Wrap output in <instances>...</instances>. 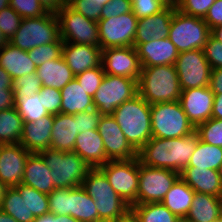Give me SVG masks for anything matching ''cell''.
Wrapping results in <instances>:
<instances>
[{
  "label": "cell",
  "mask_w": 222,
  "mask_h": 222,
  "mask_svg": "<svg viewBox=\"0 0 222 222\" xmlns=\"http://www.w3.org/2000/svg\"><path fill=\"white\" fill-rule=\"evenodd\" d=\"M131 214L137 222H175L177 218L161 202L132 205Z\"/></svg>",
  "instance_id": "cell-36"
},
{
  "label": "cell",
  "mask_w": 222,
  "mask_h": 222,
  "mask_svg": "<svg viewBox=\"0 0 222 222\" xmlns=\"http://www.w3.org/2000/svg\"><path fill=\"white\" fill-rule=\"evenodd\" d=\"M105 72L102 64L98 67L89 69L75 76L79 85L86 90V93L93 97L97 89L100 87Z\"/></svg>",
  "instance_id": "cell-41"
},
{
  "label": "cell",
  "mask_w": 222,
  "mask_h": 222,
  "mask_svg": "<svg viewBox=\"0 0 222 222\" xmlns=\"http://www.w3.org/2000/svg\"><path fill=\"white\" fill-rule=\"evenodd\" d=\"M214 97L209 86L181 90L179 102L195 128L212 118Z\"/></svg>",
  "instance_id": "cell-18"
},
{
  "label": "cell",
  "mask_w": 222,
  "mask_h": 222,
  "mask_svg": "<svg viewBox=\"0 0 222 222\" xmlns=\"http://www.w3.org/2000/svg\"><path fill=\"white\" fill-rule=\"evenodd\" d=\"M199 140L196 131L188 136L172 139L152 137L137 152V157L143 165L169 169L180 174L188 166Z\"/></svg>",
  "instance_id": "cell-1"
},
{
  "label": "cell",
  "mask_w": 222,
  "mask_h": 222,
  "mask_svg": "<svg viewBox=\"0 0 222 222\" xmlns=\"http://www.w3.org/2000/svg\"><path fill=\"white\" fill-rule=\"evenodd\" d=\"M21 21L22 17L10 6L0 11V30L9 41L19 29Z\"/></svg>",
  "instance_id": "cell-45"
},
{
  "label": "cell",
  "mask_w": 222,
  "mask_h": 222,
  "mask_svg": "<svg viewBox=\"0 0 222 222\" xmlns=\"http://www.w3.org/2000/svg\"><path fill=\"white\" fill-rule=\"evenodd\" d=\"M112 116L136 152L152 138L151 105L139 94L118 106Z\"/></svg>",
  "instance_id": "cell-2"
},
{
  "label": "cell",
  "mask_w": 222,
  "mask_h": 222,
  "mask_svg": "<svg viewBox=\"0 0 222 222\" xmlns=\"http://www.w3.org/2000/svg\"><path fill=\"white\" fill-rule=\"evenodd\" d=\"M43 107L49 114H58L61 111V91L56 88L43 86L39 92Z\"/></svg>",
  "instance_id": "cell-48"
},
{
  "label": "cell",
  "mask_w": 222,
  "mask_h": 222,
  "mask_svg": "<svg viewBox=\"0 0 222 222\" xmlns=\"http://www.w3.org/2000/svg\"><path fill=\"white\" fill-rule=\"evenodd\" d=\"M174 65L181 90L209 86L212 69L203 50L179 52Z\"/></svg>",
  "instance_id": "cell-13"
},
{
  "label": "cell",
  "mask_w": 222,
  "mask_h": 222,
  "mask_svg": "<svg viewBox=\"0 0 222 222\" xmlns=\"http://www.w3.org/2000/svg\"><path fill=\"white\" fill-rule=\"evenodd\" d=\"M77 136L78 126L74 115L64 113L54 115L50 149L61 152L73 151Z\"/></svg>",
  "instance_id": "cell-25"
},
{
  "label": "cell",
  "mask_w": 222,
  "mask_h": 222,
  "mask_svg": "<svg viewBox=\"0 0 222 222\" xmlns=\"http://www.w3.org/2000/svg\"><path fill=\"white\" fill-rule=\"evenodd\" d=\"M0 67L14 80L37 71L29 58L28 51L21 50L8 43L0 49Z\"/></svg>",
  "instance_id": "cell-27"
},
{
  "label": "cell",
  "mask_w": 222,
  "mask_h": 222,
  "mask_svg": "<svg viewBox=\"0 0 222 222\" xmlns=\"http://www.w3.org/2000/svg\"><path fill=\"white\" fill-rule=\"evenodd\" d=\"M48 198L50 214L69 215L70 188H55Z\"/></svg>",
  "instance_id": "cell-42"
},
{
  "label": "cell",
  "mask_w": 222,
  "mask_h": 222,
  "mask_svg": "<svg viewBox=\"0 0 222 222\" xmlns=\"http://www.w3.org/2000/svg\"><path fill=\"white\" fill-rule=\"evenodd\" d=\"M63 44L64 42H54L37 46L28 51L29 58L36 67L44 64L46 61L58 59L62 56Z\"/></svg>",
  "instance_id": "cell-40"
},
{
  "label": "cell",
  "mask_w": 222,
  "mask_h": 222,
  "mask_svg": "<svg viewBox=\"0 0 222 222\" xmlns=\"http://www.w3.org/2000/svg\"><path fill=\"white\" fill-rule=\"evenodd\" d=\"M161 2L165 7H171L177 9L180 0H158Z\"/></svg>",
  "instance_id": "cell-61"
},
{
  "label": "cell",
  "mask_w": 222,
  "mask_h": 222,
  "mask_svg": "<svg viewBox=\"0 0 222 222\" xmlns=\"http://www.w3.org/2000/svg\"><path fill=\"white\" fill-rule=\"evenodd\" d=\"M195 192L179 177L161 203L177 217L186 216Z\"/></svg>",
  "instance_id": "cell-33"
},
{
  "label": "cell",
  "mask_w": 222,
  "mask_h": 222,
  "mask_svg": "<svg viewBox=\"0 0 222 222\" xmlns=\"http://www.w3.org/2000/svg\"><path fill=\"white\" fill-rule=\"evenodd\" d=\"M216 0H180L177 9L187 15L204 19Z\"/></svg>",
  "instance_id": "cell-46"
},
{
  "label": "cell",
  "mask_w": 222,
  "mask_h": 222,
  "mask_svg": "<svg viewBox=\"0 0 222 222\" xmlns=\"http://www.w3.org/2000/svg\"><path fill=\"white\" fill-rule=\"evenodd\" d=\"M13 89H0V111L14 107Z\"/></svg>",
  "instance_id": "cell-55"
},
{
  "label": "cell",
  "mask_w": 222,
  "mask_h": 222,
  "mask_svg": "<svg viewBox=\"0 0 222 222\" xmlns=\"http://www.w3.org/2000/svg\"><path fill=\"white\" fill-rule=\"evenodd\" d=\"M104 6L105 4L109 3L111 0H98Z\"/></svg>",
  "instance_id": "cell-71"
},
{
  "label": "cell",
  "mask_w": 222,
  "mask_h": 222,
  "mask_svg": "<svg viewBox=\"0 0 222 222\" xmlns=\"http://www.w3.org/2000/svg\"><path fill=\"white\" fill-rule=\"evenodd\" d=\"M51 169L54 188L80 187L91 167L75 152L45 149L38 153Z\"/></svg>",
  "instance_id": "cell-5"
},
{
  "label": "cell",
  "mask_w": 222,
  "mask_h": 222,
  "mask_svg": "<svg viewBox=\"0 0 222 222\" xmlns=\"http://www.w3.org/2000/svg\"><path fill=\"white\" fill-rule=\"evenodd\" d=\"M81 187L95 201L99 218L103 222L123 219L131 212V206L115 192L99 168L88 171Z\"/></svg>",
  "instance_id": "cell-4"
},
{
  "label": "cell",
  "mask_w": 222,
  "mask_h": 222,
  "mask_svg": "<svg viewBox=\"0 0 222 222\" xmlns=\"http://www.w3.org/2000/svg\"><path fill=\"white\" fill-rule=\"evenodd\" d=\"M14 107L24 122H36L49 113L43 107L39 93L31 97L14 98Z\"/></svg>",
  "instance_id": "cell-37"
},
{
  "label": "cell",
  "mask_w": 222,
  "mask_h": 222,
  "mask_svg": "<svg viewBox=\"0 0 222 222\" xmlns=\"http://www.w3.org/2000/svg\"><path fill=\"white\" fill-rule=\"evenodd\" d=\"M0 209L18 222H33L35 219L28 210L27 185L22 183L6 189Z\"/></svg>",
  "instance_id": "cell-28"
},
{
  "label": "cell",
  "mask_w": 222,
  "mask_h": 222,
  "mask_svg": "<svg viewBox=\"0 0 222 222\" xmlns=\"http://www.w3.org/2000/svg\"><path fill=\"white\" fill-rule=\"evenodd\" d=\"M132 12L137 19L159 13L165 6L158 0H131Z\"/></svg>",
  "instance_id": "cell-49"
},
{
  "label": "cell",
  "mask_w": 222,
  "mask_h": 222,
  "mask_svg": "<svg viewBox=\"0 0 222 222\" xmlns=\"http://www.w3.org/2000/svg\"><path fill=\"white\" fill-rule=\"evenodd\" d=\"M36 74L41 80L42 86L56 88L59 90L75 78V75L68 67L63 56L41 64L37 67Z\"/></svg>",
  "instance_id": "cell-29"
},
{
  "label": "cell",
  "mask_w": 222,
  "mask_h": 222,
  "mask_svg": "<svg viewBox=\"0 0 222 222\" xmlns=\"http://www.w3.org/2000/svg\"><path fill=\"white\" fill-rule=\"evenodd\" d=\"M203 51L211 69L222 68V44L212 35L208 37Z\"/></svg>",
  "instance_id": "cell-50"
},
{
  "label": "cell",
  "mask_w": 222,
  "mask_h": 222,
  "mask_svg": "<svg viewBox=\"0 0 222 222\" xmlns=\"http://www.w3.org/2000/svg\"><path fill=\"white\" fill-rule=\"evenodd\" d=\"M7 188L8 187L0 180V208H1V203L3 200V196Z\"/></svg>",
  "instance_id": "cell-64"
},
{
  "label": "cell",
  "mask_w": 222,
  "mask_h": 222,
  "mask_svg": "<svg viewBox=\"0 0 222 222\" xmlns=\"http://www.w3.org/2000/svg\"><path fill=\"white\" fill-rule=\"evenodd\" d=\"M211 35L222 44V25L213 28Z\"/></svg>",
  "instance_id": "cell-60"
},
{
  "label": "cell",
  "mask_w": 222,
  "mask_h": 222,
  "mask_svg": "<svg viewBox=\"0 0 222 222\" xmlns=\"http://www.w3.org/2000/svg\"><path fill=\"white\" fill-rule=\"evenodd\" d=\"M99 169L111 187L130 206L137 205L139 159L108 161Z\"/></svg>",
  "instance_id": "cell-10"
},
{
  "label": "cell",
  "mask_w": 222,
  "mask_h": 222,
  "mask_svg": "<svg viewBox=\"0 0 222 222\" xmlns=\"http://www.w3.org/2000/svg\"><path fill=\"white\" fill-rule=\"evenodd\" d=\"M151 121L152 137L172 139L195 131L179 100L152 104Z\"/></svg>",
  "instance_id": "cell-7"
},
{
  "label": "cell",
  "mask_w": 222,
  "mask_h": 222,
  "mask_svg": "<svg viewBox=\"0 0 222 222\" xmlns=\"http://www.w3.org/2000/svg\"><path fill=\"white\" fill-rule=\"evenodd\" d=\"M39 2L47 12L56 14L63 8L61 0H39Z\"/></svg>",
  "instance_id": "cell-56"
},
{
  "label": "cell",
  "mask_w": 222,
  "mask_h": 222,
  "mask_svg": "<svg viewBox=\"0 0 222 222\" xmlns=\"http://www.w3.org/2000/svg\"><path fill=\"white\" fill-rule=\"evenodd\" d=\"M180 178L194 191L222 197V186L218 170L185 167Z\"/></svg>",
  "instance_id": "cell-24"
},
{
  "label": "cell",
  "mask_w": 222,
  "mask_h": 222,
  "mask_svg": "<svg viewBox=\"0 0 222 222\" xmlns=\"http://www.w3.org/2000/svg\"><path fill=\"white\" fill-rule=\"evenodd\" d=\"M212 118L222 119V94L215 95L214 97Z\"/></svg>",
  "instance_id": "cell-57"
},
{
  "label": "cell",
  "mask_w": 222,
  "mask_h": 222,
  "mask_svg": "<svg viewBox=\"0 0 222 222\" xmlns=\"http://www.w3.org/2000/svg\"><path fill=\"white\" fill-rule=\"evenodd\" d=\"M195 131L199 134L201 141L222 147V119L210 118L199 124Z\"/></svg>",
  "instance_id": "cell-38"
},
{
  "label": "cell",
  "mask_w": 222,
  "mask_h": 222,
  "mask_svg": "<svg viewBox=\"0 0 222 222\" xmlns=\"http://www.w3.org/2000/svg\"><path fill=\"white\" fill-rule=\"evenodd\" d=\"M134 47L142 67L174 65L179 55V51L168 37L152 39L147 43H134Z\"/></svg>",
  "instance_id": "cell-19"
},
{
  "label": "cell",
  "mask_w": 222,
  "mask_h": 222,
  "mask_svg": "<svg viewBox=\"0 0 222 222\" xmlns=\"http://www.w3.org/2000/svg\"><path fill=\"white\" fill-rule=\"evenodd\" d=\"M9 6L18 13L22 19L37 18L47 13L39 0H10Z\"/></svg>",
  "instance_id": "cell-44"
},
{
  "label": "cell",
  "mask_w": 222,
  "mask_h": 222,
  "mask_svg": "<svg viewBox=\"0 0 222 222\" xmlns=\"http://www.w3.org/2000/svg\"><path fill=\"white\" fill-rule=\"evenodd\" d=\"M204 21L210 30L222 25V0H216L214 2L205 15Z\"/></svg>",
  "instance_id": "cell-53"
},
{
  "label": "cell",
  "mask_w": 222,
  "mask_h": 222,
  "mask_svg": "<svg viewBox=\"0 0 222 222\" xmlns=\"http://www.w3.org/2000/svg\"><path fill=\"white\" fill-rule=\"evenodd\" d=\"M54 114H49L36 122H24L20 144L30 153H39L50 148Z\"/></svg>",
  "instance_id": "cell-22"
},
{
  "label": "cell",
  "mask_w": 222,
  "mask_h": 222,
  "mask_svg": "<svg viewBox=\"0 0 222 222\" xmlns=\"http://www.w3.org/2000/svg\"><path fill=\"white\" fill-rule=\"evenodd\" d=\"M69 216L79 222H103L99 218L95 201L81 186L70 188Z\"/></svg>",
  "instance_id": "cell-32"
},
{
  "label": "cell",
  "mask_w": 222,
  "mask_h": 222,
  "mask_svg": "<svg viewBox=\"0 0 222 222\" xmlns=\"http://www.w3.org/2000/svg\"><path fill=\"white\" fill-rule=\"evenodd\" d=\"M97 23L101 49L134 46L138 19L132 11Z\"/></svg>",
  "instance_id": "cell-14"
},
{
  "label": "cell",
  "mask_w": 222,
  "mask_h": 222,
  "mask_svg": "<svg viewBox=\"0 0 222 222\" xmlns=\"http://www.w3.org/2000/svg\"><path fill=\"white\" fill-rule=\"evenodd\" d=\"M218 221H219V222H222V209H221V212H220V215H219Z\"/></svg>",
  "instance_id": "cell-72"
},
{
  "label": "cell",
  "mask_w": 222,
  "mask_h": 222,
  "mask_svg": "<svg viewBox=\"0 0 222 222\" xmlns=\"http://www.w3.org/2000/svg\"><path fill=\"white\" fill-rule=\"evenodd\" d=\"M63 42L60 38V22L55 13L47 12L37 18L22 19L19 29L9 43L24 51L48 43Z\"/></svg>",
  "instance_id": "cell-6"
},
{
  "label": "cell",
  "mask_w": 222,
  "mask_h": 222,
  "mask_svg": "<svg viewBox=\"0 0 222 222\" xmlns=\"http://www.w3.org/2000/svg\"><path fill=\"white\" fill-rule=\"evenodd\" d=\"M73 152L80 156L91 168H99L107 159L103 140L97 129L79 133Z\"/></svg>",
  "instance_id": "cell-23"
},
{
  "label": "cell",
  "mask_w": 222,
  "mask_h": 222,
  "mask_svg": "<svg viewBox=\"0 0 222 222\" xmlns=\"http://www.w3.org/2000/svg\"><path fill=\"white\" fill-rule=\"evenodd\" d=\"M69 6L90 20L98 22L101 19L103 5L98 0H75Z\"/></svg>",
  "instance_id": "cell-47"
},
{
  "label": "cell",
  "mask_w": 222,
  "mask_h": 222,
  "mask_svg": "<svg viewBox=\"0 0 222 222\" xmlns=\"http://www.w3.org/2000/svg\"><path fill=\"white\" fill-rule=\"evenodd\" d=\"M9 43V40L7 37L3 34V32L0 30V49Z\"/></svg>",
  "instance_id": "cell-66"
},
{
  "label": "cell",
  "mask_w": 222,
  "mask_h": 222,
  "mask_svg": "<svg viewBox=\"0 0 222 222\" xmlns=\"http://www.w3.org/2000/svg\"><path fill=\"white\" fill-rule=\"evenodd\" d=\"M60 222H79V221L69 215H61Z\"/></svg>",
  "instance_id": "cell-65"
},
{
  "label": "cell",
  "mask_w": 222,
  "mask_h": 222,
  "mask_svg": "<svg viewBox=\"0 0 222 222\" xmlns=\"http://www.w3.org/2000/svg\"><path fill=\"white\" fill-rule=\"evenodd\" d=\"M22 184L48 195L55 189L51 177V169L38 153H31L28 156Z\"/></svg>",
  "instance_id": "cell-26"
},
{
  "label": "cell",
  "mask_w": 222,
  "mask_h": 222,
  "mask_svg": "<svg viewBox=\"0 0 222 222\" xmlns=\"http://www.w3.org/2000/svg\"><path fill=\"white\" fill-rule=\"evenodd\" d=\"M42 87L41 80L36 72L23 75L13 80L14 98L31 97L39 93Z\"/></svg>",
  "instance_id": "cell-39"
},
{
  "label": "cell",
  "mask_w": 222,
  "mask_h": 222,
  "mask_svg": "<svg viewBox=\"0 0 222 222\" xmlns=\"http://www.w3.org/2000/svg\"><path fill=\"white\" fill-rule=\"evenodd\" d=\"M75 0H61L63 6H69Z\"/></svg>",
  "instance_id": "cell-69"
},
{
  "label": "cell",
  "mask_w": 222,
  "mask_h": 222,
  "mask_svg": "<svg viewBox=\"0 0 222 222\" xmlns=\"http://www.w3.org/2000/svg\"><path fill=\"white\" fill-rule=\"evenodd\" d=\"M30 154L20 143L0 144V180L8 188L22 183L25 163Z\"/></svg>",
  "instance_id": "cell-17"
},
{
  "label": "cell",
  "mask_w": 222,
  "mask_h": 222,
  "mask_svg": "<svg viewBox=\"0 0 222 222\" xmlns=\"http://www.w3.org/2000/svg\"><path fill=\"white\" fill-rule=\"evenodd\" d=\"M24 121L15 107L0 111V144L20 143Z\"/></svg>",
  "instance_id": "cell-34"
},
{
  "label": "cell",
  "mask_w": 222,
  "mask_h": 222,
  "mask_svg": "<svg viewBox=\"0 0 222 222\" xmlns=\"http://www.w3.org/2000/svg\"><path fill=\"white\" fill-rule=\"evenodd\" d=\"M175 222H193L187 216L177 217Z\"/></svg>",
  "instance_id": "cell-67"
},
{
  "label": "cell",
  "mask_w": 222,
  "mask_h": 222,
  "mask_svg": "<svg viewBox=\"0 0 222 222\" xmlns=\"http://www.w3.org/2000/svg\"><path fill=\"white\" fill-rule=\"evenodd\" d=\"M73 115L77 119L78 134L97 129L99 120L102 116L96 108Z\"/></svg>",
  "instance_id": "cell-51"
},
{
  "label": "cell",
  "mask_w": 222,
  "mask_h": 222,
  "mask_svg": "<svg viewBox=\"0 0 222 222\" xmlns=\"http://www.w3.org/2000/svg\"><path fill=\"white\" fill-rule=\"evenodd\" d=\"M137 94V80L105 73L93 96V104L101 115H112L118 106Z\"/></svg>",
  "instance_id": "cell-9"
},
{
  "label": "cell",
  "mask_w": 222,
  "mask_h": 222,
  "mask_svg": "<svg viewBox=\"0 0 222 222\" xmlns=\"http://www.w3.org/2000/svg\"><path fill=\"white\" fill-rule=\"evenodd\" d=\"M221 209L222 197L195 192L186 216L193 222H213L219 218Z\"/></svg>",
  "instance_id": "cell-31"
},
{
  "label": "cell",
  "mask_w": 222,
  "mask_h": 222,
  "mask_svg": "<svg viewBox=\"0 0 222 222\" xmlns=\"http://www.w3.org/2000/svg\"><path fill=\"white\" fill-rule=\"evenodd\" d=\"M132 11L131 0H111L101 11V19L120 16Z\"/></svg>",
  "instance_id": "cell-52"
},
{
  "label": "cell",
  "mask_w": 222,
  "mask_h": 222,
  "mask_svg": "<svg viewBox=\"0 0 222 222\" xmlns=\"http://www.w3.org/2000/svg\"><path fill=\"white\" fill-rule=\"evenodd\" d=\"M209 88L215 95L222 94V68L211 70Z\"/></svg>",
  "instance_id": "cell-54"
},
{
  "label": "cell",
  "mask_w": 222,
  "mask_h": 222,
  "mask_svg": "<svg viewBox=\"0 0 222 222\" xmlns=\"http://www.w3.org/2000/svg\"><path fill=\"white\" fill-rule=\"evenodd\" d=\"M97 130L109 161L131 160L137 157V152L129 144L112 115H102Z\"/></svg>",
  "instance_id": "cell-16"
},
{
  "label": "cell",
  "mask_w": 222,
  "mask_h": 222,
  "mask_svg": "<svg viewBox=\"0 0 222 222\" xmlns=\"http://www.w3.org/2000/svg\"><path fill=\"white\" fill-rule=\"evenodd\" d=\"M0 89H13V79L0 67Z\"/></svg>",
  "instance_id": "cell-58"
},
{
  "label": "cell",
  "mask_w": 222,
  "mask_h": 222,
  "mask_svg": "<svg viewBox=\"0 0 222 222\" xmlns=\"http://www.w3.org/2000/svg\"><path fill=\"white\" fill-rule=\"evenodd\" d=\"M179 177L178 172L149 167L139 161L137 205L161 202Z\"/></svg>",
  "instance_id": "cell-12"
},
{
  "label": "cell",
  "mask_w": 222,
  "mask_h": 222,
  "mask_svg": "<svg viewBox=\"0 0 222 222\" xmlns=\"http://www.w3.org/2000/svg\"><path fill=\"white\" fill-rule=\"evenodd\" d=\"M0 222H18L0 209Z\"/></svg>",
  "instance_id": "cell-62"
},
{
  "label": "cell",
  "mask_w": 222,
  "mask_h": 222,
  "mask_svg": "<svg viewBox=\"0 0 222 222\" xmlns=\"http://www.w3.org/2000/svg\"><path fill=\"white\" fill-rule=\"evenodd\" d=\"M175 10V8L165 7L157 14L138 19L134 43H147L152 39L167 38Z\"/></svg>",
  "instance_id": "cell-21"
},
{
  "label": "cell",
  "mask_w": 222,
  "mask_h": 222,
  "mask_svg": "<svg viewBox=\"0 0 222 222\" xmlns=\"http://www.w3.org/2000/svg\"><path fill=\"white\" fill-rule=\"evenodd\" d=\"M101 64L107 74L139 81L142 66L134 46L102 49Z\"/></svg>",
  "instance_id": "cell-15"
},
{
  "label": "cell",
  "mask_w": 222,
  "mask_h": 222,
  "mask_svg": "<svg viewBox=\"0 0 222 222\" xmlns=\"http://www.w3.org/2000/svg\"><path fill=\"white\" fill-rule=\"evenodd\" d=\"M219 177H220V182H221V186H222V165L219 167Z\"/></svg>",
  "instance_id": "cell-70"
},
{
  "label": "cell",
  "mask_w": 222,
  "mask_h": 222,
  "mask_svg": "<svg viewBox=\"0 0 222 222\" xmlns=\"http://www.w3.org/2000/svg\"><path fill=\"white\" fill-rule=\"evenodd\" d=\"M210 35L211 30L204 19L175 10L168 38L179 52L203 50Z\"/></svg>",
  "instance_id": "cell-8"
},
{
  "label": "cell",
  "mask_w": 222,
  "mask_h": 222,
  "mask_svg": "<svg viewBox=\"0 0 222 222\" xmlns=\"http://www.w3.org/2000/svg\"><path fill=\"white\" fill-rule=\"evenodd\" d=\"M222 165V147L199 140L187 167L219 170Z\"/></svg>",
  "instance_id": "cell-35"
},
{
  "label": "cell",
  "mask_w": 222,
  "mask_h": 222,
  "mask_svg": "<svg viewBox=\"0 0 222 222\" xmlns=\"http://www.w3.org/2000/svg\"><path fill=\"white\" fill-rule=\"evenodd\" d=\"M27 205L29 212H32L35 218L49 214L48 194L37 191L27 186Z\"/></svg>",
  "instance_id": "cell-43"
},
{
  "label": "cell",
  "mask_w": 222,
  "mask_h": 222,
  "mask_svg": "<svg viewBox=\"0 0 222 222\" xmlns=\"http://www.w3.org/2000/svg\"><path fill=\"white\" fill-rule=\"evenodd\" d=\"M10 0H0V11L9 6Z\"/></svg>",
  "instance_id": "cell-68"
},
{
  "label": "cell",
  "mask_w": 222,
  "mask_h": 222,
  "mask_svg": "<svg viewBox=\"0 0 222 222\" xmlns=\"http://www.w3.org/2000/svg\"><path fill=\"white\" fill-rule=\"evenodd\" d=\"M62 103L60 113L77 114L94 109L93 97L86 93V90L79 85L74 78L61 90Z\"/></svg>",
  "instance_id": "cell-30"
},
{
  "label": "cell",
  "mask_w": 222,
  "mask_h": 222,
  "mask_svg": "<svg viewBox=\"0 0 222 222\" xmlns=\"http://www.w3.org/2000/svg\"><path fill=\"white\" fill-rule=\"evenodd\" d=\"M110 222H137L136 218L131 214V212L124 217L123 219L115 220V221H110Z\"/></svg>",
  "instance_id": "cell-63"
},
{
  "label": "cell",
  "mask_w": 222,
  "mask_h": 222,
  "mask_svg": "<svg viewBox=\"0 0 222 222\" xmlns=\"http://www.w3.org/2000/svg\"><path fill=\"white\" fill-rule=\"evenodd\" d=\"M138 94L150 105L178 101L181 88L175 65L142 67Z\"/></svg>",
  "instance_id": "cell-3"
},
{
  "label": "cell",
  "mask_w": 222,
  "mask_h": 222,
  "mask_svg": "<svg viewBox=\"0 0 222 222\" xmlns=\"http://www.w3.org/2000/svg\"><path fill=\"white\" fill-rule=\"evenodd\" d=\"M33 222H60V216L49 213L35 218Z\"/></svg>",
  "instance_id": "cell-59"
},
{
  "label": "cell",
  "mask_w": 222,
  "mask_h": 222,
  "mask_svg": "<svg viewBox=\"0 0 222 222\" xmlns=\"http://www.w3.org/2000/svg\"><path fill=\"white\" fill-rule=\"evenodd\" d=\"M62 56L76 76L101 65L102 49L92 45L64 43Z\"/></svg>",
  "instance_id": "cell-20"
},
{
  "label": "cell",
  "mask_w": 222,
  "mask_h": 222,
  "mask_svg": "<svg viewBox=\"0 0 222 222\" xmlns=\"http://www.w3.org/2000/svg\"><path fill=\"white\" fill-rule=\"evenodd\" d=\"M60 22V38L64 43H78L100 47L98 23L63 6L56 13Z\"/></svg>",
  "instance_id": "cell-11"
}]
</instances>
